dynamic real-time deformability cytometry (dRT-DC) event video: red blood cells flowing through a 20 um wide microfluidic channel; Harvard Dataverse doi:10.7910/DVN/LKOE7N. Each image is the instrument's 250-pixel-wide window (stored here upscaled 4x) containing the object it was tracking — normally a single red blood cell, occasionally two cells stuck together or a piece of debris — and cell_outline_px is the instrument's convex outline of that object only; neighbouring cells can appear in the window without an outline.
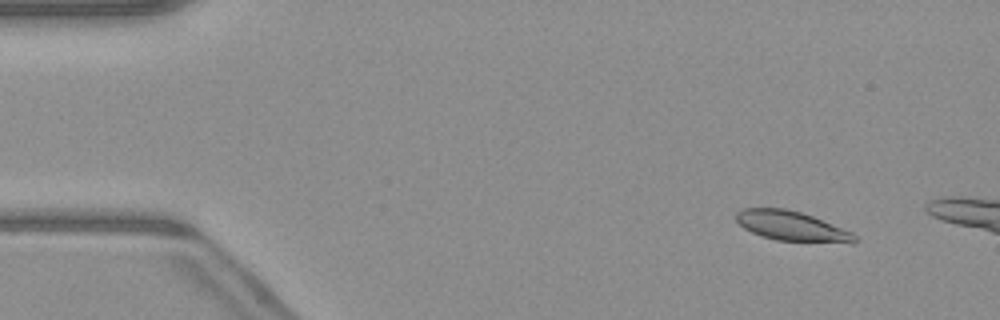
{"species": "common noctule bat (a hibernating species)", "species_latin": "Nyctalus noctula", "temperature_condition": "warm", "stored_images_in_passage": 13, "camera_frame_rate_fps": 3000, "um_per_image_px": 0.085, "animal": {"sex": "male", "body_mass_g": 23.1, "forearm_length_mm": 52.7}, "frame": {"image": 1, "passage_image": 6, "time_ms": 1.667, "image_size_px": [1000, 320], "cell_outline_px": [[860, 240], [852, 244], [776, 240], [760, 236], [744, 228], [732, 216], [736, 212], [744, 208], [784, 208], [800, 212], [812, 216], [852, 232]], "centroid_in_image_um": [67.31, 19.23], "position_along_channel_um": 17.7, "area_um2": 20.81}}